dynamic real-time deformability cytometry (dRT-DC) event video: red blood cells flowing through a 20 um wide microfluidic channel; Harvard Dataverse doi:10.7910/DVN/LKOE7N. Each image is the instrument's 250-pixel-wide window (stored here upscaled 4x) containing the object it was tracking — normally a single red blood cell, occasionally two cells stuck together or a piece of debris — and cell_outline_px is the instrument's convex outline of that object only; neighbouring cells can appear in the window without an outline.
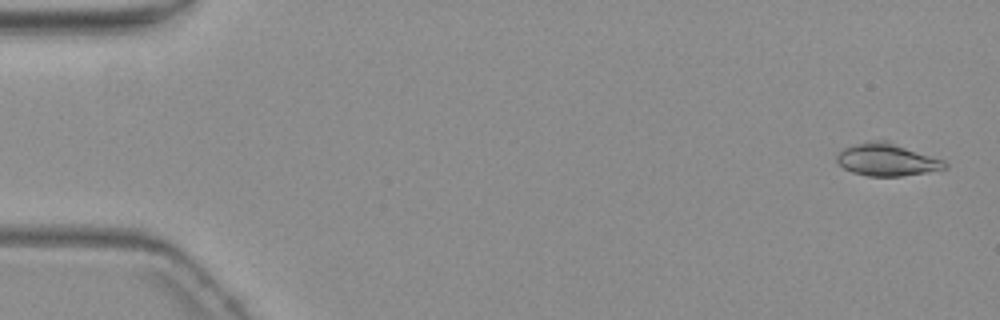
{"species": "common noctule bat (a hibernating species)", "species_latin": "Nyctalus noctula", "temperature_condition": "warm", "stored_images_in_passage": 1, "camera_frame_rate_fps": 3000, "um_per_image_px": 0.085, "animal": {"sex": "female", "body_mass_g": 19.3, "forearm_length_mm": 54.1}, "frame": {"image": 1, "passage_image": 1, "time_ms": 0.0, "image_size_px": [1000, 320], "cell_outline_px": [[948, 168], [900, 176], [868, 176], [852, 172], [844, 168], [836, 160], [836, 156], [840, 148], [868, 140], [888, 140], [944, 160], [948, 164]], "centroid_in_image_um": [75.36, 13.55], "position_along_channel_um": 9.6, "area_um2": 20.63}}